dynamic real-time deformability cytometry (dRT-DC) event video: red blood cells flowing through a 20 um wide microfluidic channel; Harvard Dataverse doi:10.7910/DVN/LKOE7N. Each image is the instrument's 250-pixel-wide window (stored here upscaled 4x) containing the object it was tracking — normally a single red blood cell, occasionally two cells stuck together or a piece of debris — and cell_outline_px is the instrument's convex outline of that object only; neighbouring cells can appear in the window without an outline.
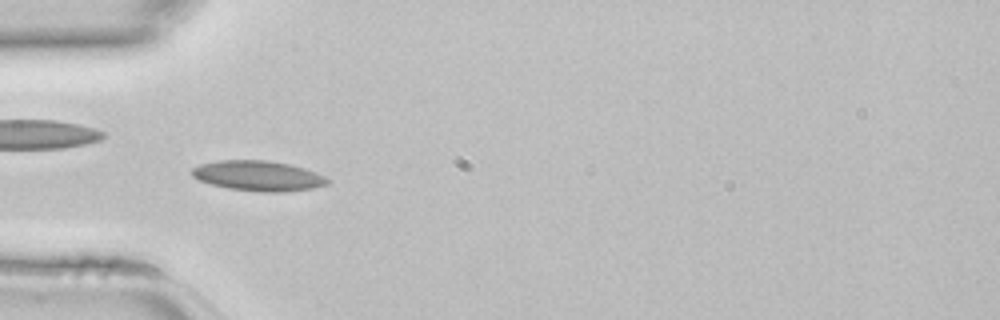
{"species": "common noctule bat (a hibernating species)", "species_latin": "Nyctalus noctula", "temperature_condition": "room temperature", "stored_images_in_passage": 44, "camera_frame_rate_fps": 3000, "um_per_image_px": 0.085, "animal": {"sex": "female", "body_mass_g": 22.7, "forearm_length_mm": 54.2}, "frame": {"image": 1, "passage_image": 13, "time_ms": 4.0, "image_size_px": [1000, 320], "cell_outline_px": [[332, 180], [328, 184], [312, 188], [284, 192], [260, 192], [228, 188], [212, 184], [200, 180], [192, 176], [192, 168], [200, 164], [220, 160], [268, 160], [288, 164], [304, 168], [316, 172]], "centroid_in_image_um": [21.98, 14.94], "position_along_channel_um": 63.0, "area_um2": 23.81}}